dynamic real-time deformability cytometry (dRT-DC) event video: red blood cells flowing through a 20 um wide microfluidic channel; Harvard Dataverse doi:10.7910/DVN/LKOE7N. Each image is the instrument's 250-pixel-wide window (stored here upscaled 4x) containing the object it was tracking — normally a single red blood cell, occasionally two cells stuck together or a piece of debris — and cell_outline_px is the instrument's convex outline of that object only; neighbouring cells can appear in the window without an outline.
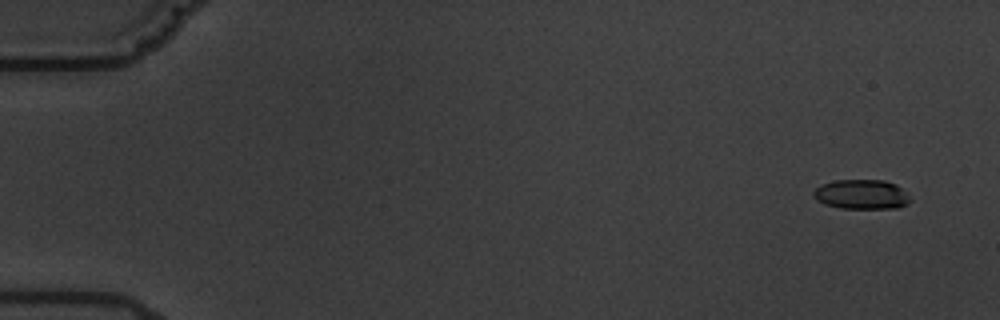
{"species": "common noctule bat (a hibernating species)", "species_latin": "Nyctalus noctula", "temperature_condition": "warm", "stored_images_in_passage": 17, "camera_frame_rate_fps": 3000, "um_per_image_px": 0.085, "animal": {"sex": "male", "body_mass_g": 19.5, "forearm_length_mm": 54.6}, "frame": {"image": 1, "passage_image": 1, "time_ms": 0.0, "image_size_px": [1000, 320], "cell_outline_px": [[912, 200], [908, 204], [900, 208], [840, 208], [824, 204], [816, 200], [812, 196], [812, 192], [820, 184], [836, 180], [884, 180], [896, 184]], "centroid_in_image_um": [73.2, 16.52], "position_along_channel_um": 11.8, "area_um2": 16.82}}
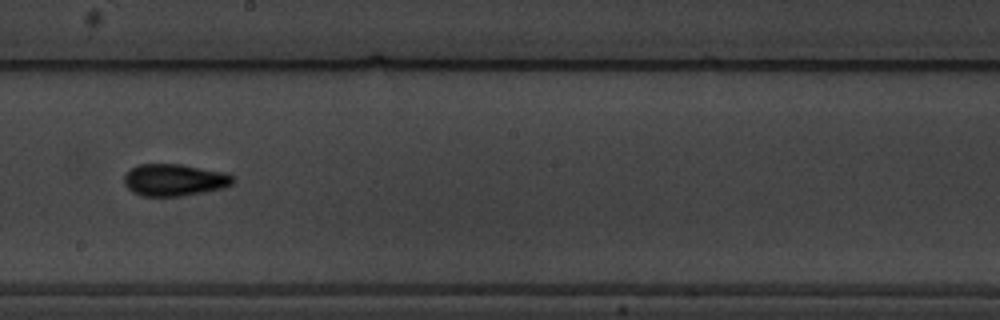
{"frame": {"image": 2, "passage_image": 10, "time_ms": 10.667, "image_size_px": [1000, 320], "cell_outline_px": [[236, 180], [232, 184], [224, 188], [204, 192], [180, 196], [140, 196], [132, 192], [124, 184], [124, 176], [136, 164], [180, 164], [228, 172]], "centroid_in_image_um": [14.84, 15.29], "position_along_channel_um": 233.4, "area_um2": 20.52}}
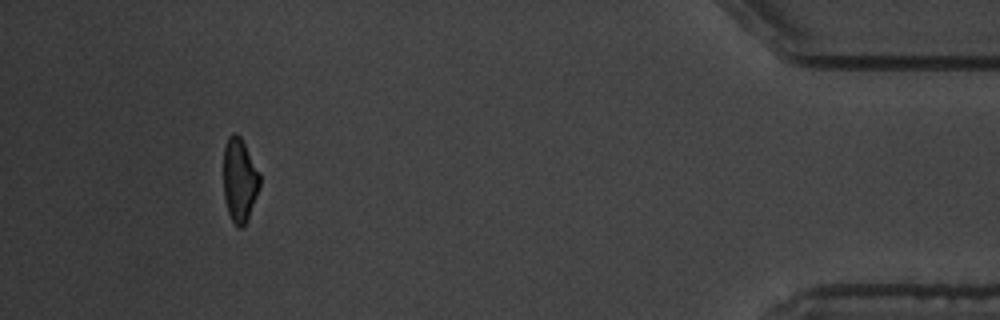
{"frame": {"image": 3, "passage_image": 16, "time_ms": 17.667, "image_size_px": [1000, 320], "cell_outline_px": [[260, 188], [248, 220], [240, 228], [232, 220], [228, 212], [224, 200], [224, 148], [228, 136], [232, 132], [236, 132], [240, 136], [260, 172]], "centroid_in_image_um": [20.38, 15.29], "position_along_channel_um": 414.8, "area_um2": 17.86}, "authors_computed_cell_mechanics": {"area_um2": 19.074, "velocity_mm_per_s": 3.4238, "shape_relaxation_time_tau1_ms": 6.2405, "shape_relaxation_time_tau2_ms": 2.2632, "deformation_change_tau1": 0.1509, "deformation_change_tau2": 0.0602}}